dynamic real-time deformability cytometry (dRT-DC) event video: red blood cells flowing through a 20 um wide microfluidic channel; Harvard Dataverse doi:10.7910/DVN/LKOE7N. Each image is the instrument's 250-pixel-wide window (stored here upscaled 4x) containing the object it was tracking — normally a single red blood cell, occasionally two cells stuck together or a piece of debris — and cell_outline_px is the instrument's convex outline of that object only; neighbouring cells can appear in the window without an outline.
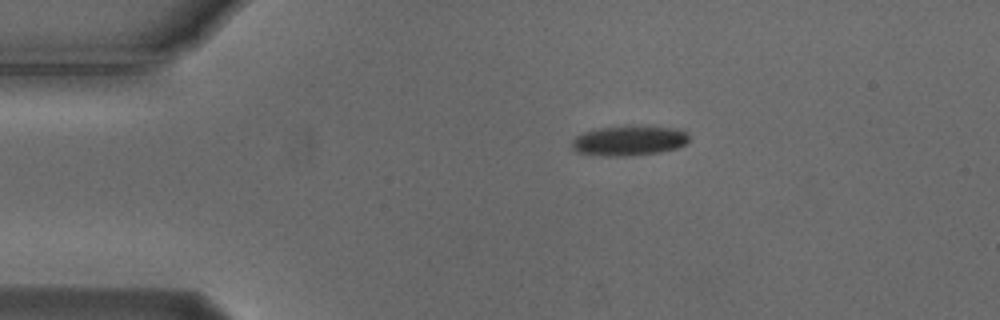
{"species": "Egyptian fruit bat (a non-hibernating species)", "species_latin": "Rousettus aegyptiacus", "temperature_condition": "cold", "stored_images_in_passage": 45, "camera_frame_rate_fps": 3000, "um_per_image_px": 0.085, "animal": {"sex": "male"}, "frame": {"image": 1, "passage_image": 1, "time_ms": 0.0, "image_size_px": [1000, 320], "cell_outline_px": [[688, 140], [684, 144], [676, 148], [660, 152], [628, 156], [604, 156], [576, 152], [572, 148], [572, 140], [576, 136], [584, 132], [600, 128], [628, 124], [676, 128], [688, 132]], "centroid_in_image_um": [53.46, 11.93], "position_along_channel_um": 31.5, "area_um2": 20.81}}
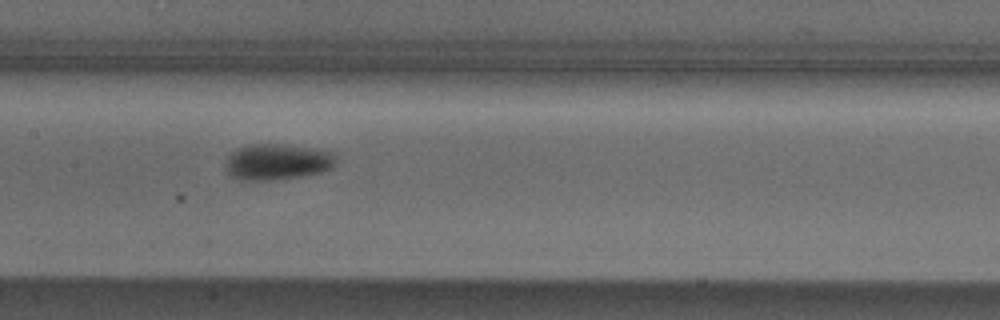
{"frame": {"image": 2, "passage_image": 17, "time_ms": 5.333, "image_size_px": [1000, 320], "cell_outline_px": [[336, 164], [332, 168], [320, 172], [304, 176], [272, 180], [240, 180], [228, 176], [224, 168], [224, 164], [228, 156], [236, 148], [248, 144], [272, 144], [336, 152]], "centroid_in_image_um": [23.51, 13.78], "position_along_channel_um": 183.9, "area_um2": 23.35}}
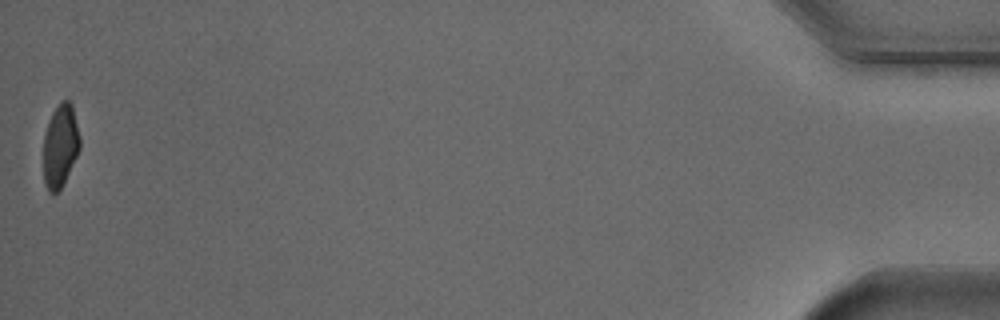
{"frame": {"image": 3, "passage_image": 45, "time_ms": 14.667, "image_size_px": [1000, 320], "cell_outline_px": [[80, 148], [60, 188], [52, 196], [48, 192], [44, 184], [44, 132], [52, 112], [60, 100], [68, 100], [72, 104], [80, 136]], "centroid_in_image_um": [5.11, 12.36], "position_along_channel_um": 430.1, "area_um2": 17.57}, "authors_computed_cell_mechanics": {"area_um2": 20.9814, "velocity_mm_per_s": 3.7332, "shape_relaxation_time_tau1_ms": 3.2191, "shape_relaxation_time_tau2_ms": null, "deformation_change_tau1": 0.1195, "deformation_change_tau2": null}}